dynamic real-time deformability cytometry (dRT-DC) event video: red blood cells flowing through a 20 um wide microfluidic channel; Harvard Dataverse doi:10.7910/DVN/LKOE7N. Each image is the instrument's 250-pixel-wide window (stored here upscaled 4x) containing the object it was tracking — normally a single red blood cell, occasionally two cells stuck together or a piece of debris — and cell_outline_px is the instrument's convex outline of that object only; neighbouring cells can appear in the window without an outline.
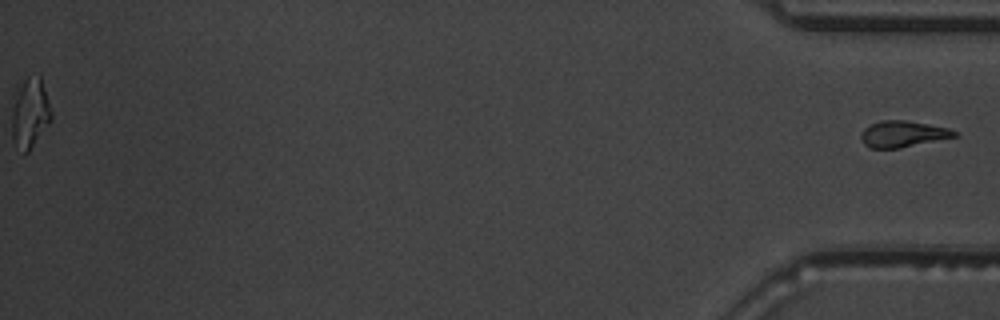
{"species": "common noctule bat (a hibernating species)", "species_latin": "Nyctalus noctula", "temperature_condition": "warm", "stored_images_in_passage": 37, "segment_of_instrument_passage": [2, 2], "camera_frame_rate_fps": 3000, "um_per_image_px": 0.085, "animal": {"sex": "male", "body_mass_g": 19.5, "forearm_length_mm": 54.6}, "frame": {"image": 1, "passage_image": 37, "time_ms": 12.0, "image_size_px": [1000, 320], "cell_outline_px": [[960, 136], [900, 148], [868, 148], [864, 144], [860, 136], [864, 128], [880, 120], [904, 120], [948, 128], [956, 132]], "centroid_in_image_um": [76.74, 11.4], "position_along_channel_um": 358.5, "area_um2": 14.28}}